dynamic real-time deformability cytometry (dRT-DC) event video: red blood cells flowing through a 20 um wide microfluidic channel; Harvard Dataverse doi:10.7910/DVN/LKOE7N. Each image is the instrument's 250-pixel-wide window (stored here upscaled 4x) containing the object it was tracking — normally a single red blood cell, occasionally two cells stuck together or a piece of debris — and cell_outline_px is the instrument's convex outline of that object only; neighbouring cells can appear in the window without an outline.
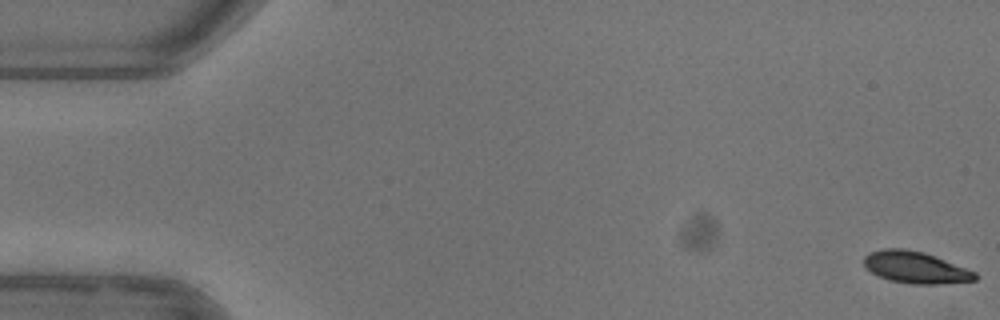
{"species": "common noctule bat (a hibernating species)", "species_latin": "Nyctalus noctula", "temperature_condition": "warm", "stored_images_in_passage": 53, "camera_frame_rate_fps": 3000, "um_per_image_px": 0.085, "animal": {"sex": "female"}, "frame": {"image": 1, "passage_image": 1, "time_ms": 0.0, "image_size_px": [1000, 320], "cell_outline_px": [[976, 280], [940, 284], [912, 284], [888, 280], [864, 268], [864, 256], [868, 252], [884, 248], [904, 248], [924, 252], [976, 272]], "centroid_in_image_um": [77.77, 22.72], "position_along_channel_um": 7.2, "area_um2": 20.58}}
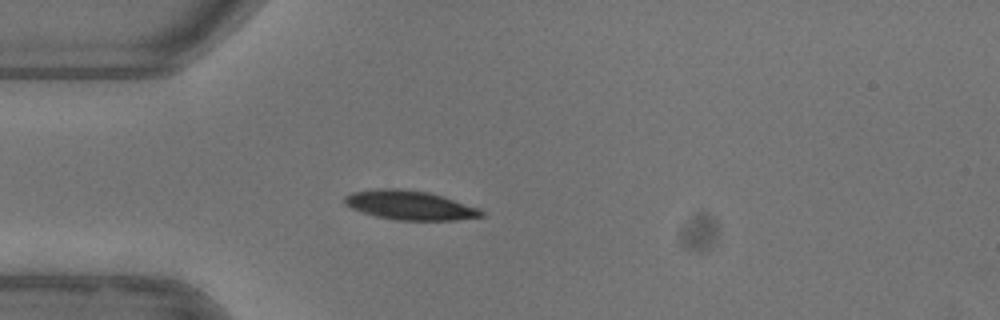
{"frame": {"image": 2, "passage_image": 15, "time_ms": 4.667, "image_size_px": [1000, 320], "cell_outline_px": [[484, 216], [456, 220], [396, 220], [376, 216], [352, 208], [344, 204], [344, 196], [352, 192], [376, 188], [400, 188], [428, 192], [480, 208], [484, 212]], "centroid_in_image_um": [34.83, 17.44], "position_along_channel_um": 50.2, "area_um2": 23.24}}
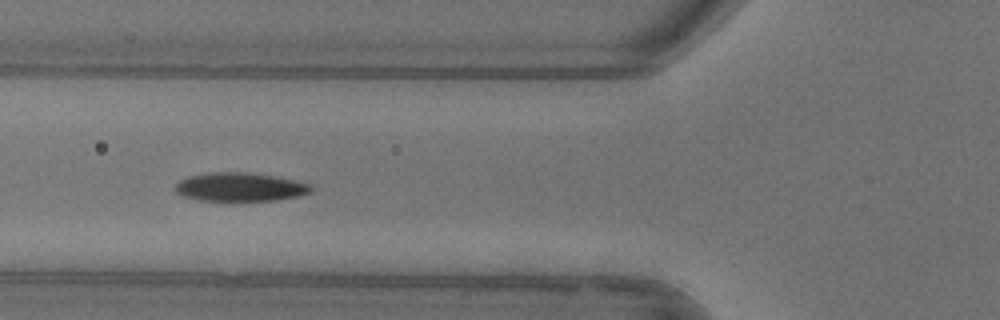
{"frame": {"image": 3, "passage_image": 20, "time_ms": 6.333, "image_size_px": [1000, 320], "cell_outline_px": [[312, 188], [308, 192], [300, 196], [276, 200], [240, 204], [232, 204], [196, 200], [180, 196], [176, 192], [176, 184], [180, 180], [188, 176], [208, 172], [248, 172], [296, 180], [312, 184]], "centroid_in_image_um": [20.36, 15.95], "position_along_channel_um": 105.4, "area_um2": 23.93}, "authors_computed_cell_mechanics": {"area_um2": 22.6576, "velocity_mm_per_s": 3.9408, "shape_relaxation_time_tau1_ms": 3.7973, "shape_relaxation_time_tau2_ms": 2.1919, "deformation_change_tau1": 0.153, "deformation_change_tau2": 0.0524}}